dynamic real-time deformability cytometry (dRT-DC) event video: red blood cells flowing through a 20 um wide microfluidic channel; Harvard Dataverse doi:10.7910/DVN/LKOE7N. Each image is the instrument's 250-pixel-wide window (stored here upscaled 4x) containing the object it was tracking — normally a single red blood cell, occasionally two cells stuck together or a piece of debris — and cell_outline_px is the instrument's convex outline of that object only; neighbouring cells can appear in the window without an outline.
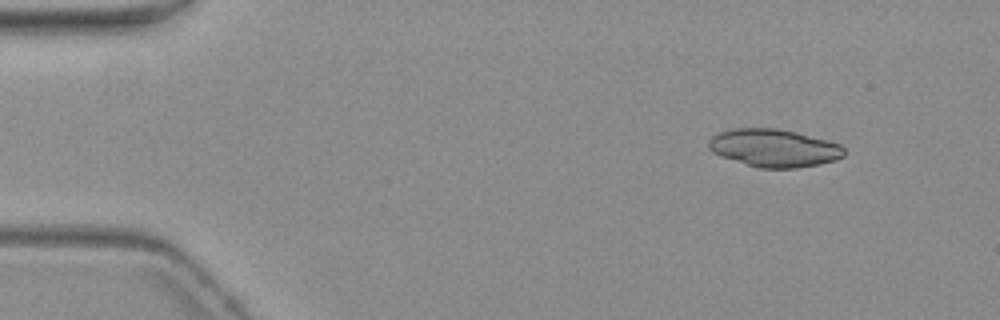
{"species": "common noctule bat (a hibernating species)", "species_latin": "Nyctalus noctula", "temperature_condition": "warm", "stored_images_in_passage": 4, "camera_frame_rate_fps": 3000, "um_per_image_px": 0.085, "animal": {"sex": "female", "body_mass_g": 19.3, "forearm_length_mm": 54.1}, "frame": {"image": 1, "passage_image": 2, "time_ms": 1.333, "image_size_px": [1000, 320], "cell_outline_px": [[844, 156], [836, 160], [820, 164], [796, 168], [760, 168], [720, 156], [712, 152], [708, 148], [708, 140], [712, 136], [720, 132], [732, 128], [776, 128], [796, 132], [828, 140], [840, 144], [844, 148]], "centroid_in_image_um": [65.79, 12.58], "position_along_channel_um": 19.2, "area_um2": 29.94}}